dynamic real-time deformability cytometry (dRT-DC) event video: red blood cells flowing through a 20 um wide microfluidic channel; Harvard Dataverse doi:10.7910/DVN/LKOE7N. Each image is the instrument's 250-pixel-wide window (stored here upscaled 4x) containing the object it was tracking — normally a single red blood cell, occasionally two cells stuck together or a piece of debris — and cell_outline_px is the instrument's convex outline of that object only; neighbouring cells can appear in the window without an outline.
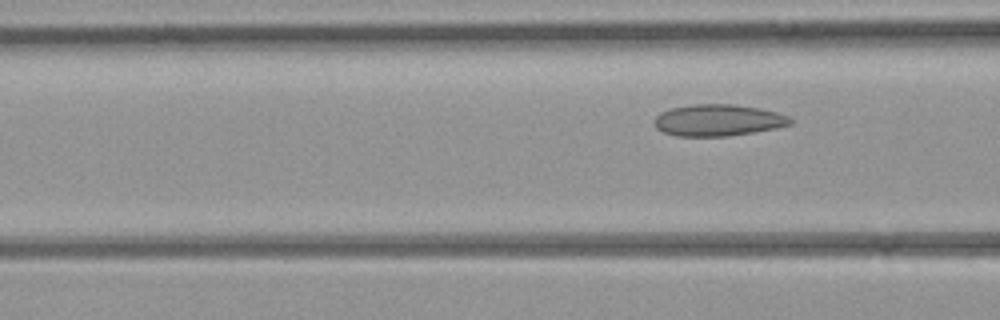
{"species": "common noctule bat (a hibernating species)", "species_latin": "Nyctalus noctula", "temperature_condition": "room temperature", "stored_images_in_passage": 5, "segment_of_instrument_passage": [2, 2], "camera_frame_rate_fps": 3000, "um_per_image_px": 0.085, "animal": {"sex": "female", "body_mass_g": 21.9}, "frame": {"image": 1, "passage_image": 5, "time_ms": 6.0, "image_size_px": [1000, 320], "cell_outline_px": [[792, 124], [776, 128], [728, 136], [676, 136], [664, 132], [656, 128], [656, 116], [660, 112], [672, 108], [692, 104], [736, 104], [776, 112], [788, 116], [792, 120]], "centroid_in_image_um": [61.04, 10.22], "position_along_channel_um": 105.6, "area_um2": 24.85}}